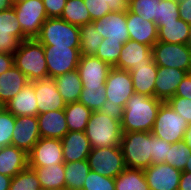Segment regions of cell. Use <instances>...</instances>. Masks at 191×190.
Instances as JSON below:
<instances>
[{"mask_svg":"<svg viewBox=\"0 0 191 190\" xmlns=\"http://www.w3.org/2000/svg\"><path fill=\"white\" fill-rule=\"evenodd\" d=\"M163 101L133 93L120 113L122 132H151Z\"/></svg>","mask_w":191,"mask_h":190,"instance_id":"6da1fadb","label":"cell"},{"mask_svg":"<svg viewBox=\"0 0 191 190\" xmlns=\"http://www.w3.org/2000/svg\"><path fill=\"white\" fill-rule=\"evenodd\" d=\"M84 132L91 148L120 146L123 134L120 114L112 111H94Z\"/></svg>","mask_w":191,"mask_h":190,"instance_id":"7a4b0ae2","label":"cell"},{"mask_svg":"<svg viewBox=\"0 0 191 190\" xmlns=\"http://www.w3.org/2000/svg\"><path fill=\"white\" fill-rule=\"evenodd\" d=\"M13 56L14 65L29 82L49 78L44 47L37 39L23 40Z\"/></svg>","mask_w":191,"mask_h":190,"instance_id":"3957f363","label":"cell"},{"mask_svg":"<svg viewBox=\"0 0 191 190\" xmlns=\"http://www.w3.org/2000/svg\"><path fill=\"white\" fill-rule=\"evenodd\" d=\"M120 148L126 168L144 170L152 165L151 132H123Z\"/></svg>","mask_w":191,"mask_h":190,"instance_id":"277c9868","label":"cell"},{"mask_svg":"<svg viewBox=\"0 0 191 190\" xmlns=\"http://www.w3.org/2000/svg\"><path fill=\"white\" fill-rule=\"evenodd\" d=\"M105 95L103 111H112L120 114L126 101L134 93L130 72L112 67L105 82Z\"/></svg>","mask_w":191,"mask_h":190,"instance_id":"5b68a950","label":"cell"},{"mask_svg":"<svg viewBox=\"0 0 191 190\" xmlns=\"http://www.w3.org/2000/svg\"><path fill=\"white\" fill-rule=\"evenodd\" d=\"M42 45L80 47L79 26L73 25L60 17L48 18L36 38Z\"/></svg>","mask_w":191,"mask_h":190,"instance_id":"8992f818","label":"cell"},{"mask_svg":"<svg viewBox=\"0 0 191 190\" xmlns=\"http://www.w3.org/2000/svg\"><path fill=\"white\" fill-rule=\"evenodd\" d=\"M188 123L185 118L176 113L172 107L163 102L154 122L152 135L172 144L182 141Z\"/></svg>","mask_w":191,"mask_h":190,"instance_id":"52a82bcc","label":"cell"},{"mask_svg":"<svg viewBox=\"0 0 191 190\" xmlns=\"http://www.w3.org/2000/svg\"><path fill=\"white\" fill-rule=\"evenodd\" d=\"M152 55L157 66L173 67L191 73V49L188 44L157 41L152 46Z\"/></svg>","mask_w":191,"mask_h":190,"instance_id":"ba28073f","label":"cell"},{"mask_svg":"<svg viewBox=\"0 0 191 190\" xmlns=\"http://www.w3.org/2000/svg\"><path fill=\"white\" fill-rule=\"evenodd\" d=\"M22 32L27 39H36L48 19L43 0H25L13 5Z\"/></svg>","mask_w":191,"mask_h":190,"instance_id":"9c48e42d","label":"cell"},{"mask_svg":"<svg viewBox=\"0 0 191 190\" xmlns=\"http://www.w3.org/2000/svg\"><path fill=\"white\" fill-rule=\"evenodd\" d=\"M87 162L90 170L110 178H116L126 168L120 146L92 148Z\"/></svg>","mask_w":191,"mask_h":190,"instance_id":"30bf717a","label":"cell"},{"mask_svg":"<svg viewBox=\"0 0 191 190\" xmlns=\"http://www.w3.org/2000/svg\"><path fill=\"white\" fill-rule=\"evenodd\" d=\"M49 78H55L77 69L80 61V47L43 45Z\"/></svg>","mask_w":191,"mask_h":190,"instance_id":"8fae6325","label":"cell"},{"mask_svg":"<svg viewBox=\"0 0 191 190\" xmlns=\"http://www.w3.org/2000/svg\"><path fill=\"white\" fill-rule=\"evenodd\" d=\"M53 164H64L62 141L41 137L28 153V166L46 167Z\"/></svg>","mask_w":191,"mask_h":190,"instance_id":"7c38bea8","label":"cell"},{"mask_svg":"<svg viewBox=\"0 0 191 190\" xmlns=\"http://www.w3.org/2000/svg\"><path fill=\"white\" fill-rule=\"evenodd\" d=\"M27 38L17 21L14 7L0 12V52L14 54Z\"/></svg>","mask_w":191,"mask_h":190,"instance_id":"4fadbf2b","label":"cell"},{"mask_svg":"<svg viewBox=\"0 0 191 190\" xmlns=\"http://www.w3.org/2000/svg\"><path fill=\"white\" fill-rule=\"evenodd\" d=\"M144 173L150 190H178L182 171L164 162L150 165Z\"/></svg>","mask_w":191,"mask_h":190,"instance_id":"5bb4252c","label":"cell"},{"mask_svg":"<svg viewBox=\"0 0 191 190\" xmlns=\"http://www.w3.org/2000/svg\"><path fill=\"white\" fill-rule=\"evenodd\" d=\"M112 66L95 55H81L77 71L82 86H104Z\"/></svg>","mask_w":191,"mask_h":190,"instance_id":"9a60e30c","label":"cell"},{"mask_svg":"<svg viewBox=\"0 0 191 190\" xmlns=\"http://www.w3.org/2000/svg\"><path fill=\"white\" fill-rule=\"evenodd\" d=\"M98 33L107 40L126 43L130 40L127 29V11L110 12L104 17L92 22Z\"/></svg>","mask_w":191,"mask_h":190,"instance_id":"2e32d148","label":"cell"},{"mask_svg":"<svg viewBox=\"0 0 191 190\" xmlns=\"http://www.w3.org/2000/svg\"><path fill=\"white\" fill-rule=\"evenodd\" d=\"M11 145L25 151H31L35 143L41 138L37 116H16Z\"/></svg>","mask_w":191,"mask_h":190,"instance_id":"e0dca14e","label":"cell"},{"mask_svg":"<svg viewBox=\"0 0 191 190\" xmlns=\"http://www.w3.org/2000/svg\"><path fill=\"white\" fill-rule=\"evenodd\" d=\"M37 98L38 114L49 111L63 110L66 103L62 99L53 78H46L31 82Z\"/></svg>","mask_w":191,"mask_h":190,"instance_id":"ac0fdd59","label":"cell"},{"mask_svg":"<svg viewBox=\"0 0 191 190\" xmlns=\"http://www.w3.org/2000/svg\"><path fill=\"white\" fill-rule=\"evenodd\" d=\"M152 61V47L130 39L123 44L119 59L113 67L130 71L132 67L149 64Z\"/></svg>","mask_w":191,"mask_h":190,"instance_id":"d6986e66","label":"cell"},{"mask_svg":"<svg viewBox=\"0 0 191 190\" xmlns=\"http://www.w3.org/2000/svg\"><path fill=\"white\" fill-rule=\"evenodd\" d=\"M187 74L188 72L173 67L158 66L154 97L167 102L175 95L178 85Z\"/></svg>","mask_w":191,"mask_h":190,"instance_id":"ffe728a7","label":"cell"},{"mask_svg":"<svg viewBox=\"0 0 191 190\" xmlns=\"http://www.w3.org/2000/svg\"><path fill=\"white\" fill-rule=\"evenodd\" d=\"M127 29L131 40L153 46L158 41V27L153 21H145L142 16L127 11Z\"/></svg>","mask_w":191,"mask_h":190,"instance_id":"44dd1931","label":"cell"},{"mask_svg":"<svg viewBox=\"0 0 191 190\" xmlns=\"http://www.w3.org/2000/svg\"><path fill=\"white\" fill-rule=\"evenodd\" d=\"M61 141L64 163L85 160L92 149L85 132L68 131Z\"/></svg>","mask_w":191,"mask_h":190,"instance_id":"7402d4cb","label":"cell"},{"mask_svg":"<svg viewBox=\"0 0 191 190\" xmlns=\"http://www.w3.org/2000/svg\"><path fill=\"white\" fill-rule=\"evenodd\" d=\"M37 119L41 137L61 140L69 131L64 109L38 114Z\"/></svg>","mask_w":191,"mask_h":190,"instance_id":"603a6c76","label":"cell"},{"mask_svg":"<svg viewBox=\"0 0 191 190\" xmlns=\"http://www.w3.org/2000/svg\"><path fill=\"white\" fill-rule=\"evenodd\" d=\"M28 167V154L25 151L14 145L0 148V174L12 178Z\"/></svg>","mask_w":191,"mask_h":190,"instance_id":"cb8c5ba5","label":"cell"},{"mask_svg":"<svg viewBox=\"0 0 191 190\" xmlns=\"http://www.w3.org/2000/svg\"><path fill=\"white\" fill-rule=\"evenodd\" d=\"M5 109L14 116H37L38 105L33 84L28 83L16 96L5 105Z\"/></svg>","mask_w":191,"mask_h":190,"instance_id":"d4e9b609","label":"cell"},{"mask_svg":"<svg viewBox=\"0 0 191 190\" xmlns=\"http://www.w3.org/2000/svg\"><path fill=\"white\" fill-rule=\"evenodd\" d=\"M133 89L135 93L154 97L155 79L158 72V66L154 61L138 67H132L129 71Z\"/></svg>","mask_w":191,"mask_h":190,"instance_id":"484cf974","label":"cell"},{"mask_svg":"<svg viewBox=\"0 0 191 190\" xmlns=\"http://www.w3.org/2000/svg\"><path fill=\"white\" fill-rule=\"evenodd\" d=\"M29 82L28 78L13 65L0 74V102L5 105L16 96Z\"/></svg>","mask_w":191,"mask_h":190,"instance_id":"4316f807","label":"cell"},{"mask_svg":"<svg viewBox=\"0 0 191 190\" xmlns=\"http://www.w3.org/2000/svg\"><path fill=\"white\" fill-rule=\"evenodd\" d=\"M191 25L184 20L177 22H162L158 27V41L174 44H188Z\"/></svg>","mask_w":191,"mask_h":190,"instance_id":"83f0119b","label":"cell"},{"mask_svg":"<svg viewBox=\"0 0 191 190\" xmlns=\"http://www.w3.org/2000/svg\"><path fill=\"white\" fill-rule=\"evenodd\" d=\"M54 80L57 90L66 104L78 102L82 91V81L77 69L57 76Z\"/></svg>","mask_w":191,"mask_h":190,"instance_id":"f1b7e54d","label":"cell"},{"mask_svg":"<svg viewBox=\"0 0 191 190\" xmlns=\"http://www.w3.org/2000/svg\"><path fill=\"white\" fill-rule=\"evenodd\" d=\"M29 168L36 172L42 190H55L65 187L64 164H53L46 167Z\"/></svg>","mask_w":191,"mask_h":190,"instance_id":"f546056e","label":"cell"},{"mask_svg":"<svg viewBox=\"0 0 191 190\" xmlns=\"http://www.w3.org/2000/svg\"><path fill=\"white\" fill-rule=\"evenodd\" d=\"M65 117L69 131L84 132L91 117L92 110L80 102L66 104Z\"/></svg>","mask_w":191,"mask_h":190,"instance_id":"4dcf8cb0","label":"cell"},{"mask_svg":"<svg viewBox=\"0 0 191 190\" xmlns=\"http://www.w3.org/2000/svg\"><path fill=\"white\" fill-rule=\"evenodd\" d=\"M65 187L69 190H82L85 179L90 171L87 159L64 163Z\"/></svg>","mask_w":191,"mask_h":190,"instance_id":"1f68e13d","label":"cell"},{"mask_svg":"<svg viewBox=\"0 0 191 190\" xmlns=\"http://www.w3.org/2000/svg\"><path fill=\"white\" fill-rule=\"evenodd\" d=\"M115 190H150L144 170L125 168L115 178Z\"/></svg>","mask_w":191,"mask_h":190,"instance_id":"d6a6232c","label":"cell"},{"mask_svg":"<svg viewBox=\"0 0 191 190\" xmlns=\"http://www.w3.org/2000/svg\"><path fill=\"white\" fill-rule=\"evenodd\" d=\"M60 18L76 26L92 22L84 0H67Z\"/></svg>","mask_w":191,"mask_h":190,"instance_id":"836d02e7","label":"cell"},{"mask_svg":"<svg viewBox=\"0 0 191 190\" xmlns=\"http://www.w3.org/2000/svg\"><path fill=\"white\" fill-rule=\"evenodd\" d=\"M79 31L81 55H95L103 37L98 33L92 22L79 26Z\"/></svg>","mask_w":191,"mask_h":190,"instance_id":"e575fe53","label":"cell"},{"mask_svg":"<svg viewBox=\"0 0 191 190\" xmlns=\"http://www.w3.org/2000/svg\"><path fill=\"white\" fill-rule=\"evenodd\" d=\"M107 100L104 86H82L78 102L94 111H103L104 102Z\"/></svg>","mask_w":191,"mask_h":190,"instance_id":"d590c367","label":"cell"},{"mask_svg":"<svg viewBox=\"0 0 191 190\" xmlns=\"http://www.w3.org/2000/svg\"><path fill=\"white\" fill-rule=\"evenodd\" d=\"M161 0H129V11L136 13L145 21L158 22V10Z\"/></svg>","mask_w":191,"mask_h":190,"instance_id":"8d00e7d4","label":"cell"},{"mask_svg":"<svg viewBox=\"0 0 191 190\" xmlns=\"http://www.w3.org/2000/svg\"><path fill=\"white\" fill-rule=\"evenodd\" d=\"M9 190H42L38 176L29 167L11 178Z\"/></svg>","mask_w":191,"mask_h":190,"instance_id":"74e56055","label":"cell"},{"mask_svg":"<svg viewBox=\"0 0 191 190\" xmlns=\"http://www.w3.org/2000/svg\"><path fill=\"white\" fill-rule=\"evenodd\" d=\"M190 155L191 149L183 140L178 141L171 144V148L169 149L168 157H166L165 163L180 171H183Z\"/></svg>","mask_w":191,"mask_h":190,"instance_id":"f35d334b","label":"cell"},{"mask_svg":"<svg viewBox=\"0 0 191 190\" xmlns=\"http://www.w3.org/2000/svg\"><path fill=\"white\" fill-rule=\"evenodd\" d=\"M123 44L124 43L120 41L107 40V38H105L99 45V49L95 56L113 67L119 59Z\"/></svg>","mask_w":191,"mask_h":190,"instance_id":"ab89813d","label":"cell"},{"mask_svg":"<svg viewBox=\"0 0 191 190\" xmlns=\"http://www.w3.org/2000/svg\"><path fill=\"white\" fill-rule=\"evenodd\" d=\"M82 190H115V178L102 176L90 170Z\"/></svg>","mask_w":191,"mask_h":190,"instance_id":"60d3db41","label":"cell"},{"mask_svg":"<svg viewBox=\"0 0 191 190\" xmlns=\"http://www.w3.org/2000/svg\"><path fill=\"white\" fill-rule=\"evenodd\" d=\"M15 117L16 116L8 112L5 108L0 112V148L11 145Z\"/></svg>","mask_w":191,"mask_h":190,"instance_id":"b9f144b4","label":"cell"},{"mask_svg":"<svg viewBox=\"0 0 191 190\" xmlns=\"http://www.w3.org/2000/svg\"><path fill=\"white\" fill-rule=\"evenodd\" d=\"M158 17L157 27H159L162 22H177L180 19L178 0H161L159 3Z\"/></svg>","mask_w":191,"mask_h":190,"instance_id":"7bdbcfd3","label":"cell"},{"mask_svg":"<svg viewBox=\"0 0 191 190\" xmlns=\"http://www.w3.org/2000/svg\"><path fill=\"white\" fill-rule=\"evenodd\" d=\"M171 144L152 135V164L164 163Z\"/></svg>","mask_w":191,"mask_h":190,"instance_id":"ee69618b","label":"cell"},{"mask_svg":"<svg viewBox=\"0 0 191 190\" xmlns=\"http://www.w3.org/2000/svg\"><path fill=\"white\" fill-rule=\"evenodd\" d=\"M167 103L176 113L183 116L188 124H191V99L173 96Z\"/></svg>","mask_w":191,"mask_h":190,"instance_id":"f6af8a7d","label":"cell"},{"mask_svg":"<svg viewBox=\"0 0 191 190\" xmlns=\"http://www.w3.org/2000/svg\"><path fill=\"white\" fill-rule=\"evenodd\" d=\"M84 3L90 13L92 22L111 12L109 5H106L102 0H84Z\"/></svg>","mask_w":191,"mask_h":190,"instance_id":"bcb514c9","label":"cell"},{"mask_svg":"<svg viewBox=\"0 0 191 190\" xmlns=\"http://www.w3.org/2000/svg\"><path fill=\"white\" fill-rule=\"evenodd\" d=\"M67 0H43L48 18L61 17Z\"/></svg>","mask_w":191,"mask_h":190,"instance_id":"7dc6e473","label":"cell"},{"mask_svg":"<svg viewBox=\"0 0 191 190\" xmlns=\"http://www.w3.org/2000/svg\"><path fill=\"white\" fill-rule=\"evenodd\" d=\"M174 96H181L184 98L191 99V73H188L181 83L178 85V88Z\"/></svg>","mask_w":191,"mask_h":190,"instance_id":"c3c4849f","label":"cell"},{"mask_svg":"<svg viewBox=\"0 0 191 190\" xmlns=\"http://www.w3.org/2000/svg\"><path fill=\"white\" fill-rule=\"evenodd\" d=\"M179 18L191 25V0H178Z\"/></svg>","mask_w":191,"mask_h":190,"instance_id":"681fc988","label":"cell"},{"mask_svg":"<svg viewBox=\"0 0 191 190\" xmlns=\"http://www.w3.org/2000/svg\"><path fill=\"white\" fill-rule=\"evenodd\" d=\"M109 5L111 12H122L129 10V0H102Z\"/></svg>","mask_w":191,"mask_h":190,"instance_id":"f907efd6","label":"cell"},{"mask_svg":"<svg viewBox=\"0 0 191 190\" xmlns=\"http://www.w3.org/2000/svg\"><path fill=\"white\" fill-rule=\"evenodd\" d=\"M14 65V56L10 53L0 52V74L6 72Z\"/></svg>","mask_w":191,"mask_h":190,"instance_id":"816d5d0a","label":"cell"},{"mask_svg":"<svg viewBox=\"0 0 191 190\" xmlns=\"http://www.w3.org/2000/svg\"><path fill=\"white\" fill-rule=\"evenodd\" d=\"M178 190H191V172L182 171Z\"/></svg>","mask_w":191,"mask_h":190,"instance_id":"f5cc1de1","label":"cell"},{"mask_svg":"<svg viewBox=\"0 0 191 190\" xmlns=\"http://www.w3.org/2000/svg\"><path fill=\"white\" fill-rule=\"evenodd\" d=\"M11 177L0 174V190H9Z\"/></svg>","mask_w":191,"mask_h":190,"instance_id":"db71d44e","label":"cell"},{"mask_svg":"<svg viewBox=\"0 0 191 190\" xmlns=\"http://www.w3.org/2000/svg\"><path fill=\"white\" fill-rule=\"evenodd\" d=\"M183 141L191 149V124H188V127L185 130Z\"/></svg>","mask_w":191,"mask_h":190,"instance_id":"11a10c76","label":"cell"},{"mask_svg":"<svg viewBox=\"0 0 191 190\" xmlns=\"http://www.w3.org/2000/svg\"><path fill=\"white\" fill-rule=\"evenodd\" d=\"M12 0H0V12L13 7Z\"/></svg>","mask_w":191,"mask_h":190,"instance_id":"9f6ffc18","label":"cell"},{"mask_svg":"<svg viewBox=\"0 0 191 190\" xmlns=\"http://www.w3.org/2000/svg\"><path fill=\"white\" fill-rule=\"evenodd\" d=\"M183 171L191 172V155L188 157L185 168Z\"/></svg>","mask_w":191,"mask_h":190,"instance_id":"6f0895ef","label":"cell"},{"mask_svg":"<svg viewBox=\"0 0 191 190\" xmlns=\"http://www.w3.org/2000/svg\"><path fill=\"white\" fill-rule=\"evenodd\" d=\"M22 1H25V0H12L13 4L19 3V2H22Z\"/></svg>","mask_w":191,"mask_h":190,"instance_id":"680465c9","label":"cell"},{"mask_svg":"<svg viewBox=\"0 0 191 190\" xmlns=\"http://www.w3.org/2000/svg\"><path fill=\"white\" fill-rule=\"evenodd\" d=\"M5 108V106L0 102V112Z\"/></svg>","mask_w":191,"mask_h":190,"instance_id":"91938a15","label":"cell"},{"mask_svg":"<svg viewBox=\"0 0 191 190\" xmlns=\"http://www.w3.org/2000/svg\"><path fill=\"white\" fill-rule=\"evenodd\" d=\"M188 46H189L190 49H191V33H190V39H189V42H188Z\"/></svg>","mask_w":191,"mask_h":190,"instance_id":"94428289","label":"cell"},{"mask_svg":"<svg viewBox=\"0 0 191 190\" xmlns=\"http://www.w3.org/2000/svg\"><path fill=\"white\" fill-rule=\"evenodd\" d=\"M55 190H69L67 187H63V188H58V189H55Z\"/></svg>","mask_w":191,"mask_h":190,"instance_id":"6125c7cd","label":"cell"}]
</instances>
